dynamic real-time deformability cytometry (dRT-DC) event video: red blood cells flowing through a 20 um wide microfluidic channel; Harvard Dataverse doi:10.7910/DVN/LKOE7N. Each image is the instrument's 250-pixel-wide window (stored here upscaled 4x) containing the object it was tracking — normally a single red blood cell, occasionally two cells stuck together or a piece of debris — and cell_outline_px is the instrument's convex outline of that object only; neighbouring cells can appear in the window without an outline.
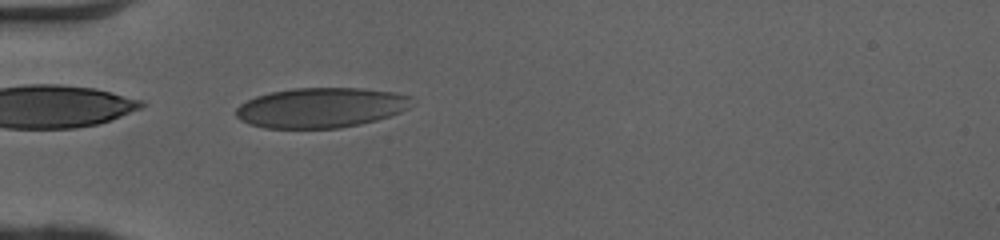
{"species": "human", "species_latin": "Homo sapiens", "temperature_condition": "cold", "stored_images_in_passage": 35, "camera_frame_rate_fps": 3000, "um_per_image_px": 0.085, "donor": {"sex": "female"}, "frame": {"image": 1, "passage_image": 1, "time_ms": 0.0, "image_size_px": [1000, 240], "cell_outline_px": [[412, 96], [408, 108], [400, 112], [376, 120], [360, 124], [340, 128], [264, 128], [248, 124], [240, 120], [236, 116], [236, 108], [240, 104], [256, 96], [272, 92], [296, 88], [360, 88], [392, 92]], "centroid_in_image_um": [27.25, 9.16], "position_along_channel_um": 57.8, "area_um2": 40.86}}
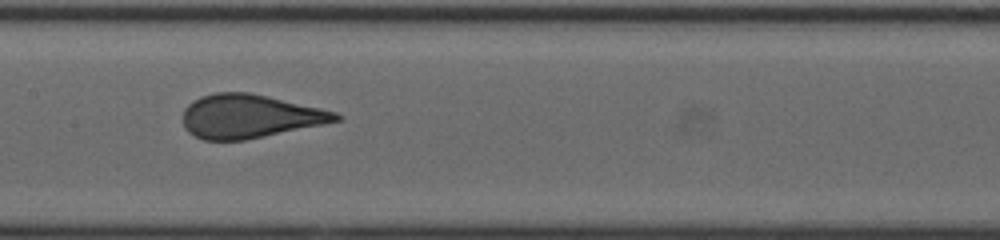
{"frame": {"image": 2, "passage_image": 11, "time_ms": 3.333, "image_size_px": [1000, 240], "cell_outline_px": [[344, 116], [340, 120], [324, 124], [244, 140], [204, 140], [188, 132], [184, 128], [184, 108], [188, 104], [200, 96], [216, 92], [248, 92], [320, 108], [336, 112]], "centroid_in_image_um": [21.21, 9.88], "position_along_channel_um": 186.2, "area_um2": 38.55}}
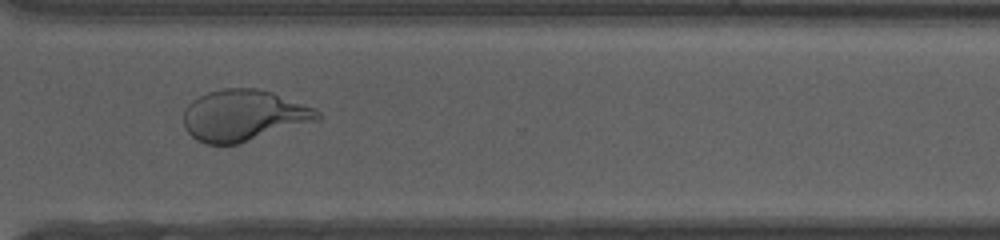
{"frame": {"image": 3, "passage_image": 23, "time_ms": 7.333, "image_size_px": [1000, 240], "cell_outline_px": [[320, 120], [240, 144], [204, 144], [196, 140], [184, 128], [184, 108], [192, 100], [208, 92], [224, 88], [256, 88], [272, 92], [316, 108], [320, 112]], "centroid_in_image_um": [20.72, 9.82], "position_along_channel_um": 349.9, "area_um2": 40.34}}